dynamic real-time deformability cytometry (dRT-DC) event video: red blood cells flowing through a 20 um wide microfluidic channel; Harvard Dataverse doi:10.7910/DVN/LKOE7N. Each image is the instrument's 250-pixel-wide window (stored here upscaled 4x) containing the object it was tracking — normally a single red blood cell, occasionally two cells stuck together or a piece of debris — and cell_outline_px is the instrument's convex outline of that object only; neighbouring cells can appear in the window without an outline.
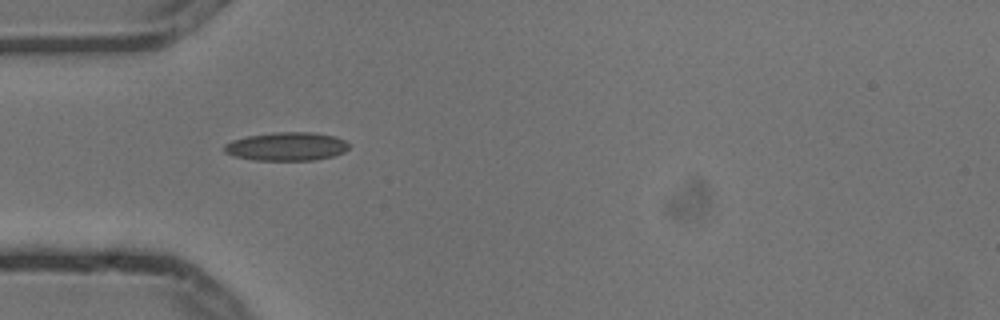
{"species": "common noctule bat (a hibernating species)", "species_latin": "Nyctalus noctula", "temperature_condition": "cold", "stored_images_in_passage": 5, "camera_frame_rate_fps": 3000, "um_per_image_px": 0.085, "animal": {"sex": "male", "body_mass_g": 13.3}, "frame": {"image": 1, "passage_image": 1, "time_ms": 0.0, "image_size_px": [1000, 320], "cell_outline_px": [[348, 148], [344, 152], [332, 156], [316, 160], [256, 160], [236, 156], [224, 152], [224, 144], [232, 140], [248, 136], [272, 132], [312, 132], [336, 136], [344, 140], [348, 144]], "centroid_in_image_um": [24.37, 12.44], "position_along_channel_um": 60.6, "area_um2": 20.63}}
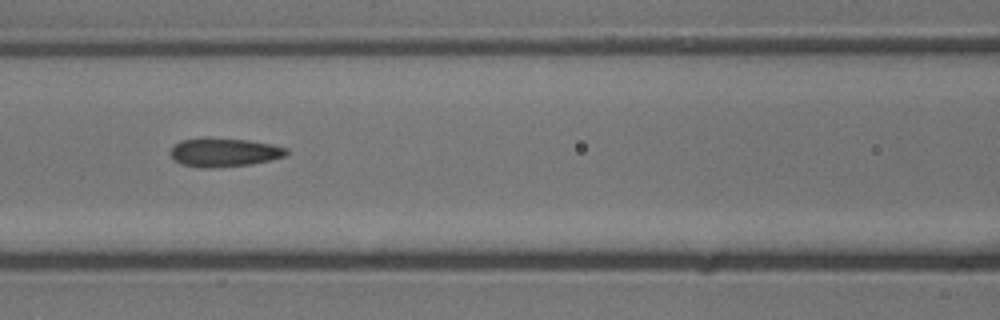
{"frame": {"image": 2, "passage_image": 3, "time_ms": 0.667, "image_size_px": [1000, 320], "cell_outline_px": [[288, 152], [284, 156], [272, 160], [252, 164], [212, 168], [200, 168], [180, 164], [172, 156], [172, 148], [180, 140], [208, 136], [248, 140], [272, 144], [288, 148]], "centroid_in_image_um": [19.06, 12.93], "position_along_channel_um": 147.5, "area_um2": 19.71}}
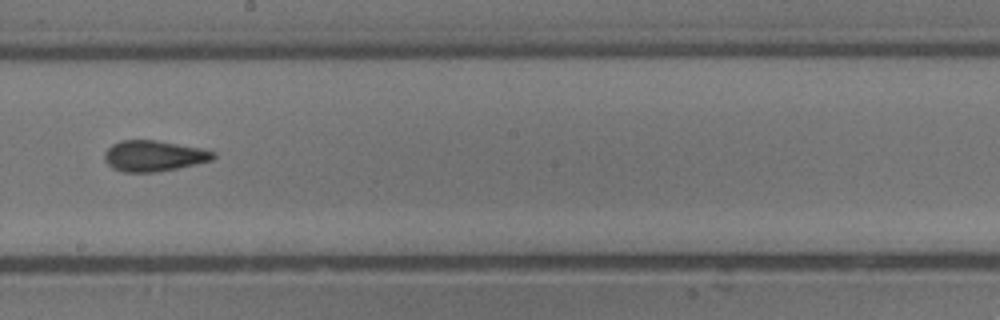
{"frame": {"image": 3, "passage_image": 5, "time_ms": 1.333, "image_size_px": [1000, 320], "cell_outline_px": [[216, 156], [212, 160], [196, 164], [176, 168], [152, 172], [124, 172], [112, 168], [104, 160], [104, 152], [112, 144], [120, 140], [156, 140], [204, 148], [216, 152]], "centroid_in_image_um": [13.08, 13.24], "position_along_channel_um": 235.1, "area_um2": 19.65}}